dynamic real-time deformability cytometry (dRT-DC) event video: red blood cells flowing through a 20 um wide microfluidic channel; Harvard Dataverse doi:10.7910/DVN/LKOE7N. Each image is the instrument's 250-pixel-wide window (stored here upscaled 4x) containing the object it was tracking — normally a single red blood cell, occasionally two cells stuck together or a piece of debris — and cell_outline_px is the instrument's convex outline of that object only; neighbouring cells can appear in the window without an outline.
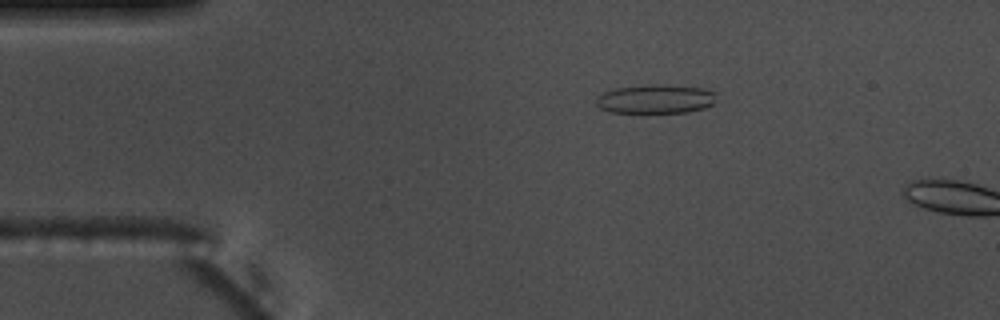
{"species": "common noctule bat (a hibernating species)", "species_latin": "Nyctalus noctula", "temperature_condition": "warm", "stored_images_in_passage": 13, "camera_frame_rate_fps": 3000, "um_per_image_px": 0.085, "animal": {"sex": "male", "body_mass_g": 17.5, "forearm_length_mm": 52.3}, "frame": {"image": 1, "passage_image": 10, "time_ms": 3.0, "image_size_px": [1000, 320], "cell_outline_px": [[716, 92], [712, 104], [704, 108], [688, 112], [608, 112], [600, 108], [596, 104], [596, 96], [604, 92], [616, 88], [700, 88]], "centroid_in_image_um": [55.67, 8.49], "position_along_channel_um": 29.3, "area_um2": 18.79}}